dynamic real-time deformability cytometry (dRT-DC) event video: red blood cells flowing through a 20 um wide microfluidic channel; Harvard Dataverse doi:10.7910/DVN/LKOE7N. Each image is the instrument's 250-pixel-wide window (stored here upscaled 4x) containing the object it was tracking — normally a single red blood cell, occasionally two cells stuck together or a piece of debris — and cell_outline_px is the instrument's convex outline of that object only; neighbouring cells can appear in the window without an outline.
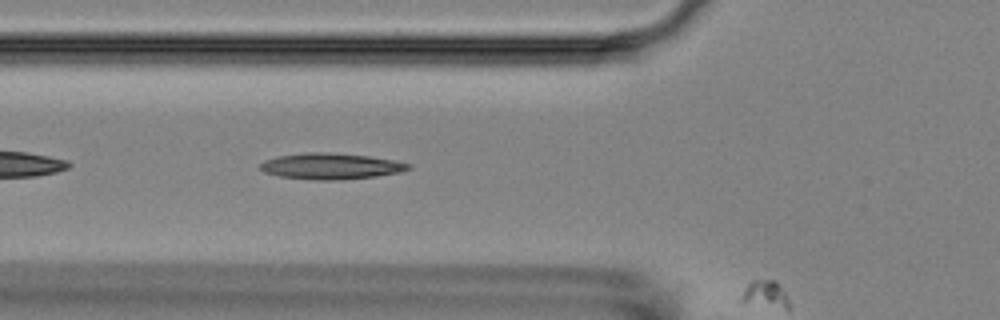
{"species": "Egyptian fruit bat (a non-hibernating species)", "species_latin": "Rousettus aegyptiacus", "temperature_condition": "room temperature", "stored_images_in_passage": 6, "camera_frame_rate_fps": 3000, "um_per_image_px": 0.085, "animal": {"sex": "female"}, "frame": {"image": 1, "passage_image": 5, "time_ms": 1.333, "image_size_px": [1000, 320], "cell_outline_px": [[412, 168], [400, 172], [376, 176], [340, 180], [316, 180], [280, 176], [264, 172], [260, 168], [260, 164], [264, 160], [280, 156], [304, 152], [328, 152], [368, 156], [392, 160], [412, 164]], "centroid_in_image_um": [28.13, 14.12], "position_along_channel_um": 97.7, "area_um2": 22.43}}